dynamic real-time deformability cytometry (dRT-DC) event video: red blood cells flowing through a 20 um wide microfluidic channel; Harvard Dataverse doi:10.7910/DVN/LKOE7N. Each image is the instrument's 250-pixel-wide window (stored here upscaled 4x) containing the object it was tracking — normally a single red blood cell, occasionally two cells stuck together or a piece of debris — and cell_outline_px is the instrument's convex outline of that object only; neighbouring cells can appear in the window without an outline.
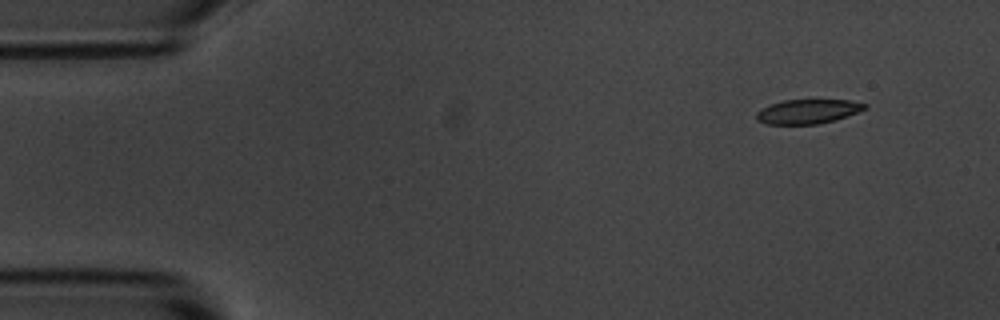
{"species": "common noctule bat (a hibernating species)", "species_latin": "Nyctalus noctula", "temperature_condition": "room temperature", "stored_images_in_passage": 6, "segment_of_instrument_passage": [2, 2], "camera_frame_rate_fps": 3000, "um_per_image_px": 0.085, "animal": {"sex": "male", "body_mass_g": 20.1, "forearm_length_mm": 53.5}, "frame": {"image": 1, "passage_image": 6, "time_ms": 6.667, "image_size_px": [1000, 320], "cell_outline_px": [[868, 108], [836, 120], [816, 124], [768, 124], [756, 120], [756, 112], [760, 108], [784, 100], [848, 100], [868, 104]], "centroid_in_image_um": [68.67, 9.47], "position_along_channel_um": 16.3, "area_um2": 15.37}}